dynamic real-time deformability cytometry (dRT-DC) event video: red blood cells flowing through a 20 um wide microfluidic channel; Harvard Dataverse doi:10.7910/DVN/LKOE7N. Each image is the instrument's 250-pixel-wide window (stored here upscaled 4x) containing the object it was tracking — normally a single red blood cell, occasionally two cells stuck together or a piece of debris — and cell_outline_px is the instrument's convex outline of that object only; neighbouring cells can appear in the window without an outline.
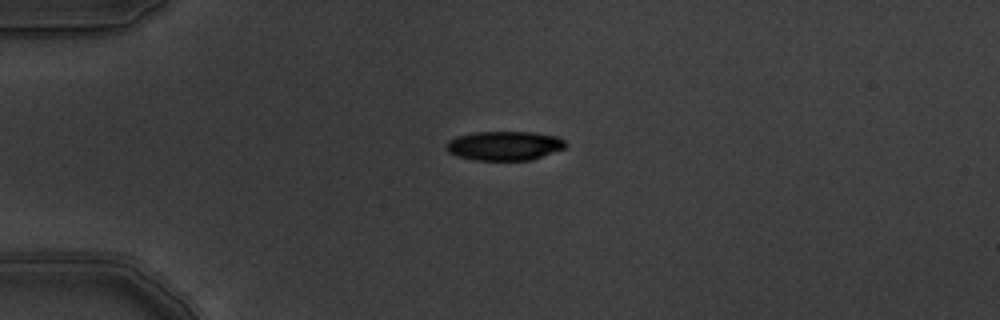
{"species": "common noctule bat (a hibernating species)", "species_latin": "Nyctalus noctula", "temperature_condition": "warm", "stored_images_in_passage": 3, "camera_frame_rate_fps": 3000, "um_per_image_px": 0.085, "animal": {"sex": "male", "body_mass_g": 19.5, "forearm_length_mm": 54.6}, "frame": {"image": 1, "passage_image": 1, "time_ms": 0.0, "image_size_px": [1000, 320], "cell_outline_px": [[568, 144], [564, 148], [532, 160], [476, 160], [456, 156], [448, 152], [444, 148], [444, 144], [448, 140], [456, 136], [472, 132], [532, 132], [556, 136], [564, 140]], "centroid_in_image_um": [42.82, 12.38], "position_along_channel_um": 42.2, "area_um2": 20.52}}